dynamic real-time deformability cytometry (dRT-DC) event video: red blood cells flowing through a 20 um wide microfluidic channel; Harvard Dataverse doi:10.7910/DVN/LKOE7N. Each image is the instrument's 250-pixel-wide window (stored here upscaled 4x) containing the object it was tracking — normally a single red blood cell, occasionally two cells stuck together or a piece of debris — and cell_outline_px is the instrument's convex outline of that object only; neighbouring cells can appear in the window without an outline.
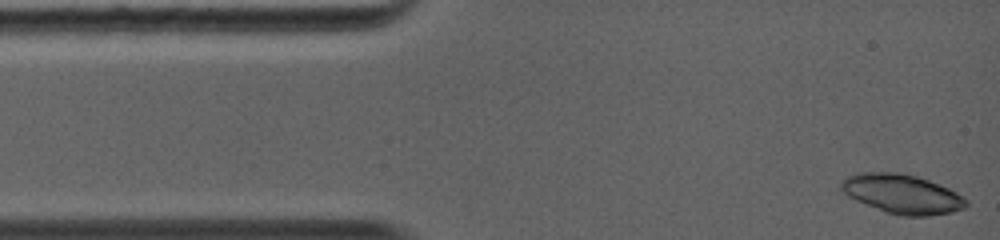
{"species": "common noctule bat (a hibernating species)", "species_latin": "Nyctalus noctula", "temperature_condition": "warm", "stored_images_in_passage": 7, "camera_frame_rate_fps": 5000, "um_per_image_px": 0.085, "animal": {"sex": "female", "body_mass_g": 19.0, "forearm_length_mm": 56.7}, "frame": {"image": 1, "passage_image": 1, "time_ms": 0.0, "image_size_px": [1000, 240], "cell_outline_px": [[968, 204], [964, 208], [952, 212], [928, 216], [900, 216], [884, 212], [856, 200], [848, 196], [840, 188], [840, 184], [848, 176], [860, 172], [900, 172], [916, 176], [928, 180], [948, 188], [956, 192], [968, 200]], "centroid_in_image_um": [76.69, 16.49], "position_along_channel_um": 8.3, "area_um2": 28.61}}